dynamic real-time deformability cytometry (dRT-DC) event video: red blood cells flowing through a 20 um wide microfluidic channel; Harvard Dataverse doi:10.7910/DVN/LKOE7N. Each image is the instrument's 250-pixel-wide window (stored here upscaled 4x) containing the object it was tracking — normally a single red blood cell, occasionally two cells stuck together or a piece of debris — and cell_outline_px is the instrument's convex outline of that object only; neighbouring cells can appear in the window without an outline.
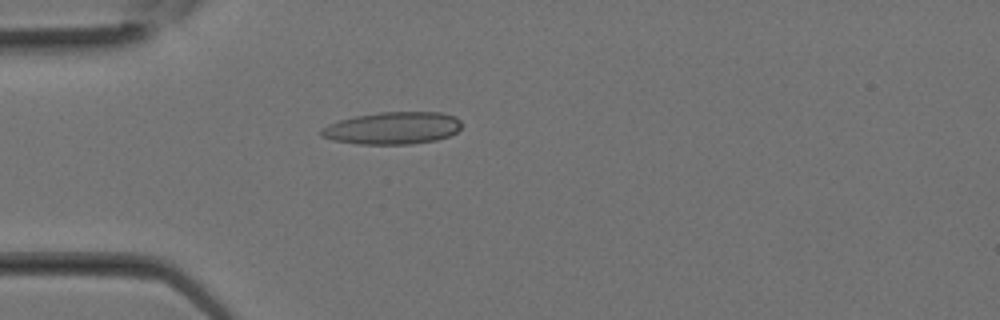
{"species": "Egyptian fruit bat (a non-hibernating species)", "species_latin": "Rousettus aegyptiacus", "temperature_condition": "room temperature", "stored_images_in_passage": 5, "camera_frame_rate_fps": 3000, "um_per_image_px": 0.085, "animal": {"sex": "female"}, "frame": {"image": 1, "passage_image": 1, "time_ms": 0.0, "image_size_px": [1000, 320], "cell_outline_px": [[460, 128], [456, 132], [448, 136], [436, 140], [412, 144], [360, 144], [332, 140], [320, 136], [320, 128], [328, 124], [340, 120], [356, 116], [380, 112], [440, 112], [456, 116], [460, 120]], "centroid_in_image_um": [33.36, 10.89], "position_along_channel_um": 51.6, "area_um2": 26.47}}
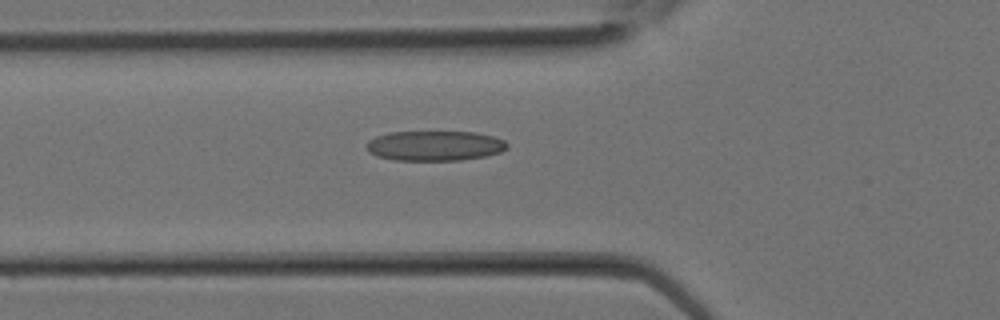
{"frame": {"image": 2, "passage_image": 3, "time_ms": 0.667, "image_size_px": [1000, 320], "cell_outline_px": [[508, 148], [500, 152], [484, 156], [460, 160], [396, 160], [376, 156], [368, 152], [364, 144], [368, 140], [376, 136], [388, 132], [476, 132], [492, 136], [504, 140], [508, 144]], "centroid_in_image_um": [36.91, 12.38], "position_along_channel_um": 88.9, "area_um2": 24.68}}
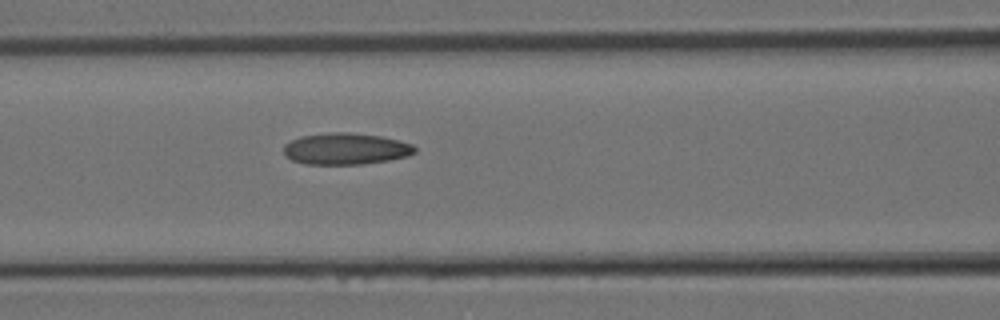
{"frame": {"image": 3, "passage_image": 5, "time_ms": 1.333, "image_size_px": [1000, 320], "cell_outline_px": [[416, 152], [408, 156], [388, 160], [364, 164], [304, 164], [292, 160], [284, 156], [284, 144], [300, 136], [332, 132], [348, 132], [380, 136], [412, 144], [416, 148]], "centroid_in_image_um": [29.36, 12.65], "position_along_channel_um": 137.2, "area_um2": 24.1}}